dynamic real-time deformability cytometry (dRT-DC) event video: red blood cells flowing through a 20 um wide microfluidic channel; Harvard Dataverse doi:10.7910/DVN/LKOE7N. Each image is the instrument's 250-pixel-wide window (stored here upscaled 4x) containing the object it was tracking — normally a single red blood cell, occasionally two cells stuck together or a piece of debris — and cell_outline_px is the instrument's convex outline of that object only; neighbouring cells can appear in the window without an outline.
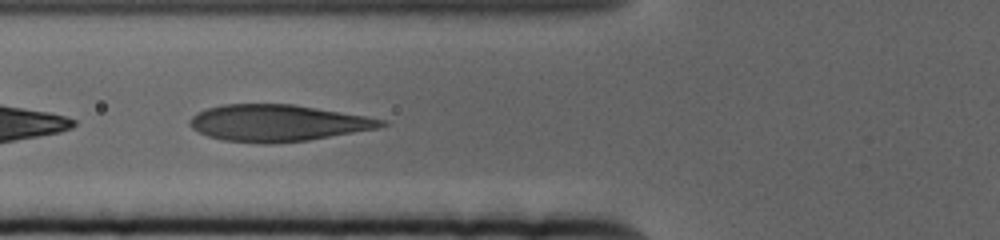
{"species": "human", "species_latin": "Homo sapiens", "temperature_condition": "cold", "stored_images_in_passage": 39, "camera_frame_rate_fps": 3000, "um_per_image_px": 0.085, "donor": {"sex": "female"}, "frame": {"image": 1, "passage_image": 4, "time_ms": 1.0, "image_size_px": [1000, 240], "cell_outline_px": [[388, 124], [376, 128], [308, 140], [272, 144], [264, 144], [224, 140], [208, 136], [192, 128], [188, 124], [188, 120], [196, 112], [220, 104], [292, 104], [364, 116], [384, 120]], "centroid_in_image_um": [23.52, 10.45], "position_along_channel_um": 102.3, "area_um2": 40.58}}
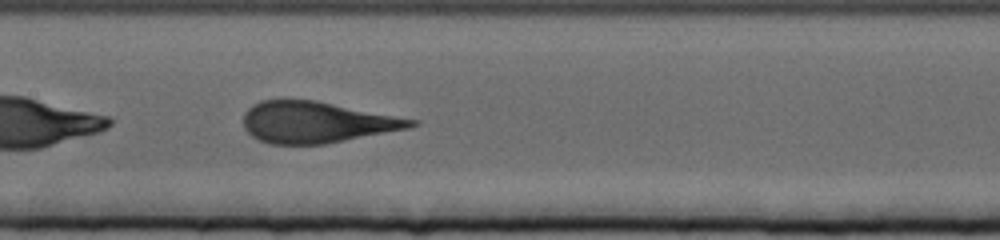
{"frame": {"image": 2, "passage_image": 11, "time_ms": 3.333, "image_size_px": [1000, 240], "cell_outline_px": [[420, 124], [408, 128], [324, 144], [268, 144], [252, 136], [244, 128], [244, 112], [252, 104], [260, 100], [316, 100], [420, 120]], "centroid_in_image_um": [26.91, 10.38], "position_along_channel_um": 180.5, "area_um2": 40.29}}
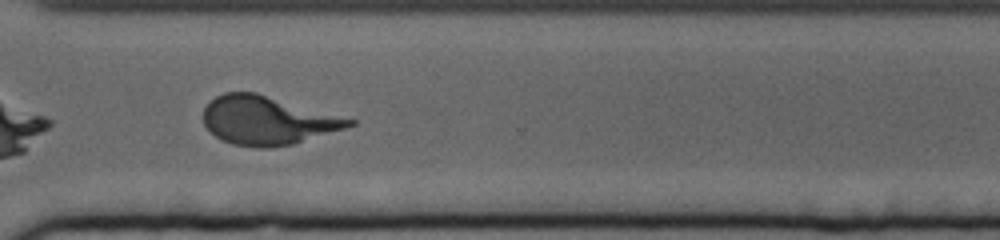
{"frame": {"image": 3, "passage_image": 26, "time_ms": 8.333, "image_size_px": [1000, 240], "cell_outline_px": [[356, 124], [344, 128], [292, 144], [268, 148], [256, 148], [232, 144], [220, 140], [204, 124], [204, 108], [216, 96], [224, 92], [256, 92], [356, 120]], "centroid_in_image_um": [22.71, 10.23], "position_along_channel_um": 347.9, "area_um2": 40.92}}